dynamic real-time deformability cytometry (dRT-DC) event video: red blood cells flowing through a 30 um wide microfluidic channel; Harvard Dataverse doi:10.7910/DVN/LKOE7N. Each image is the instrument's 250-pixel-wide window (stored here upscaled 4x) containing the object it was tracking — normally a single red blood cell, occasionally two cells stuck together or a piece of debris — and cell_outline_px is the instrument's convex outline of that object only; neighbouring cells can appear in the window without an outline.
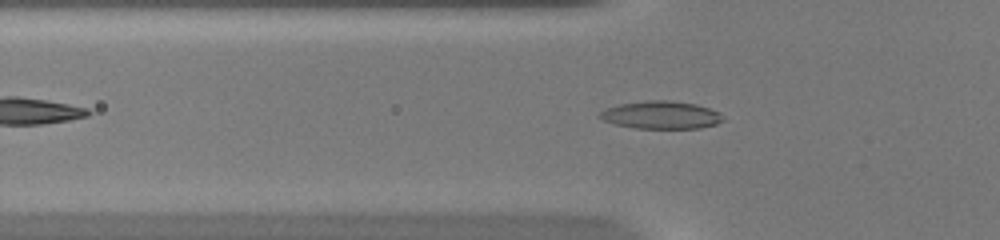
{"species": "common noctule bat (a hibernating species)", "species_latin": "Nyctalus noctula", "temperature_condition": "warm", "stored_images_in_passage": 49, "camera_frame_rate_fps": 3000, "um_per_image_px": 0.085, "animal": {"sex": "female", "body_mass_g": 20.0, "forearm_length_mm": 54.0}, "frame": {"image": 1, "passage_image": 14, "time_ms": 4.333, "image_size_px": [1000, 240], "cell_outline_px": [[724, 120], [716, 124], [700, 128], [632, 128], [616, 124], [604, 120], [596, 116], [604, 108], [620, 104], [648, 100], [672, 100], [696, 104], [720, 112]], "centroid_in_image_um": [56.18, 9.77], "position_along_channel_um": 69.6, "area_um2": 20.0}}
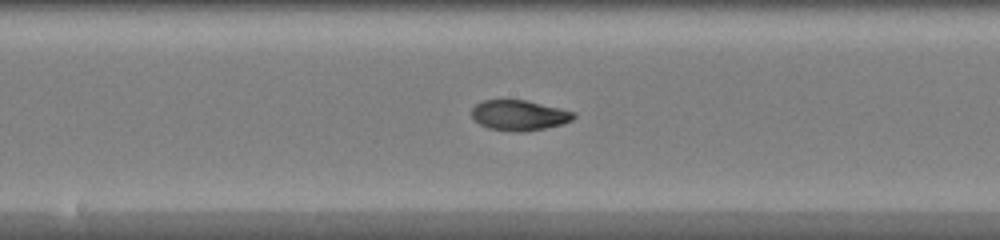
{"frame": {"image": 2, "passage_image": 24, "time_ms": 7.667, "image_size_px": [1000, 240], "cell_outline_px": [[576, 116], [572, 120], [564, 124], [544, 128], [520, 132], [488, 128], [480, 124], [472, 116], [472, 108], [476, 104], [484, 100], [524, 100], [560, 108], [576, 112]], "centroid_in_image_um": [44.16, 9.79], "position_along_channel_um": 204.0, "area_um2": 17.86}}
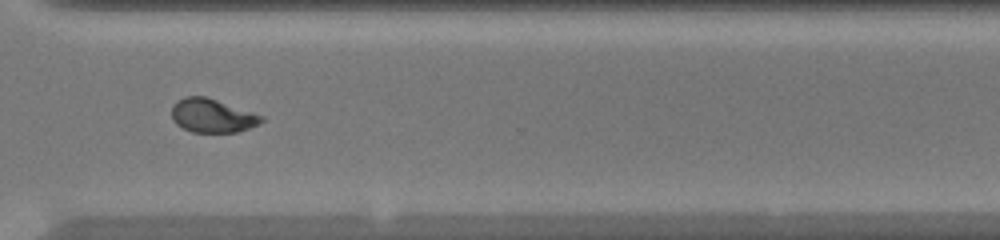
{"frame": {"image": 3, "passage_image": 35, "time_ms": 11.333, "image_size_px": [1000, 240], "cell_outline_px": [[264, 120], [260, 124], [236, 132], [192, 132], [176, 124], [172, 120], [172, 104], [184, 96], [204, 96], [264, 116]], "centroid_in_image_um": [18.02, 9.83], "position_along_channel_um": 352.6, "area_um2": 17.51}, "authors_computed_cell_mechanics": {"area_um2": 17.918, "velocity_mm_per_s": 4.0459, "shape_relaxation_time_tau1_ms": null, "shape_relaxation_time_tau2_ms": 1.4742, "deformation_change_tau1": null, "deformation_change_tau2": 0.0601}}